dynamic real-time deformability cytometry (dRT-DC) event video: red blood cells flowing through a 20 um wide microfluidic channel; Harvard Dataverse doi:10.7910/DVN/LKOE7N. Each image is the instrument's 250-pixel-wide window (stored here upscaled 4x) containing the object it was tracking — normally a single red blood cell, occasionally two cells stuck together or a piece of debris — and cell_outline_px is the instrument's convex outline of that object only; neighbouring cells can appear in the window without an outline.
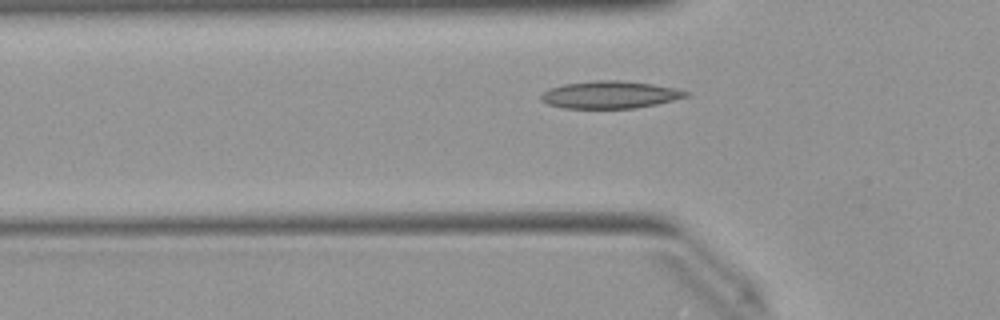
{"species": "Egyptian fruit bat (a non-hibernating species)", "species_latin": "Rousettus aegyptiacus", "temperature_condition": "warm", "stored_images_in_passage": 41, "camera_frame_rate_fps": 3000, "um_per_image_px": 0.085, "animal": {"sex": "female"}, "frame": {"image": 1, "passage_image": 8, "time_ms": 2.333, "image_size_px": [1000, 320], "cell_outline_px": [[688, 96], [656, 104], [636, 108], [564, 108], [548, 104], [540, 100], [540, 96], [548, 88], [564, 84], [596, 80], [620, 80], [652, 84], [676, 88], [688, 92]], "centroid_in_image_um": [51.82, 8.05], "position_along_channel_um": 74.0, "area_um2": 23.0}}
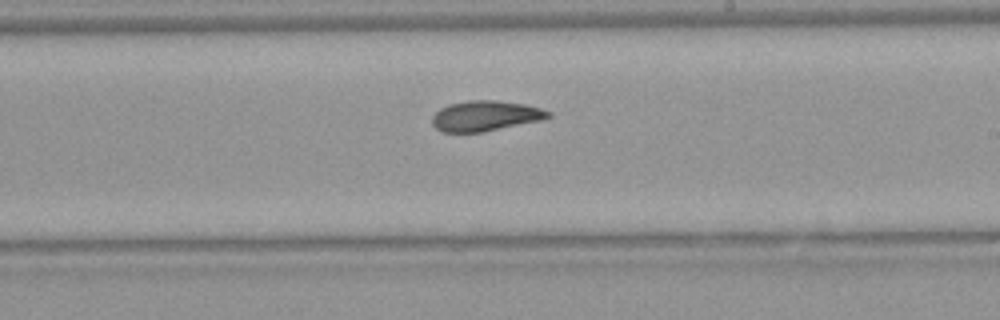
{"frame": {"image": 2, "passage_image": 21, "time_ms": 6.667, "image_size_px": [1000, 320], "cell_outline_px": [[552, 116], [540, 120], [484, 132], [440, 132], [432, 124], [432, 116], [440, 108], [448, 104], [472, 100], [496, 100], [524, 104], [540, 108], [552, 112]], "centroid_in_image_um": [41.24, 9.85], "position_along_channel_um": 247.8, "area_um2": 20.52}}
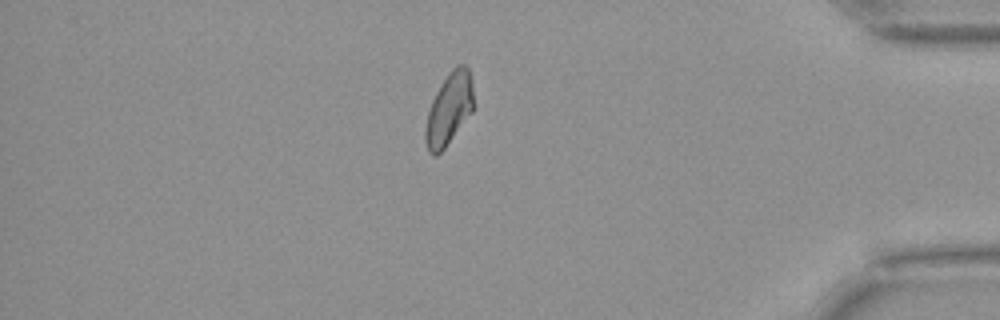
{"frame": {"image": 3, "passage_image": 35, "time_ms": 11.333, "image_size_px": [1000, 320], "cell_outline_px": [[472, 112], [444, 148], [436, 156], [432, 156], [428, 152], [424, 140], [424, 128], [428, 112], [432, 100], [440, 84], [448, 72], [456, 64], [464, 64], [468, 68], [472, 84]], "centroid_in_image_um": [38.13, 9.27], "position_along_channel_um": 397.1, "area_um2": 20.17}, "authors_computed_cell_mechanics": {"area_um2": 20.5768, "velocity_mm_per_s": 4.0167, "shape_relaxation_time_tau1_ms": 10.8028, "shape_relaxation_time_tau2_ms": 2.7828, "deformation_change_tau1": 0.2266, "deformation_change_tau2": 0.0863}}